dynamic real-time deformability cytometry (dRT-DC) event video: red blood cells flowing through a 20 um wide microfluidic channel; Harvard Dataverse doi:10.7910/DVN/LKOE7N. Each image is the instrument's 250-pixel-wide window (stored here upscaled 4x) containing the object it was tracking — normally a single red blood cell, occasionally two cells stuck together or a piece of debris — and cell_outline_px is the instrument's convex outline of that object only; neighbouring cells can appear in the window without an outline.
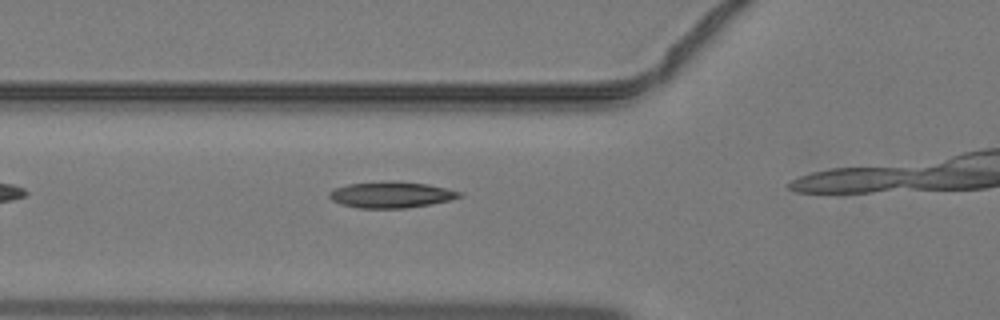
{"species": "common noctule bat (a hibernating species)", "species_latin": "Nyctalus noctula", "temperature_condition": "warm", "stored_images_in_passage": 5, "camera_frame_rate_fps": 3000, "um_per_image_px": 0.085, "animal": {"sex": "male", "body_mass_g": 19.2, "forearm_length_mm": 51.8}, "frame": {"image": 1, "passage_image": 2, "time_ms": 0.333, "image_size_px": [1000, 320], "cell_outline_px": [[464, 196], [452, 200], [432, 204], [408, 208], [360, 208], [340, 204], [332, 200], [328, 196], [328, 192], [336, 188], [348, 184], [392, 180], [428, 184], [464, 192]], "centroid_in_image_um": [33.31, 16.55], "position_along_channel_um": 92.5, "area_um2": 20.17}}